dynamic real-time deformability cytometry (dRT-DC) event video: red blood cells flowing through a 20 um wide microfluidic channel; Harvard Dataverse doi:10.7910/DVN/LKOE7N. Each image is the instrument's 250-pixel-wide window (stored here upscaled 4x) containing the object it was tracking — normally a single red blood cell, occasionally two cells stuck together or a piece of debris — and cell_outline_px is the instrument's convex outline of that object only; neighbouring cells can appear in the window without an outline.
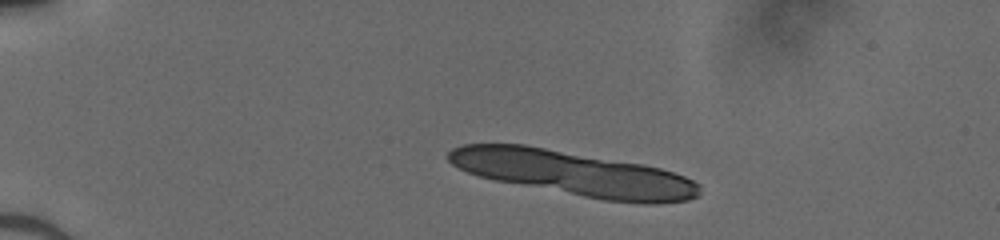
{"species": "human", "species_latin": "Homo sapiens", "temperature_condition": "cold", "stored_images_in_passage": 13, "camera_frame_rate_fps": 3000, "um_per_image_px": 0.085, "donor": {"sex": "male"}, "frame": {"image": 1, "passage_image": 2, "time_ms": 0.333, "image_size_px": [1000, 240], "cell_outline_px": [[700, 192], [696, 196], [688, 200], [656, 204], [644, 204], [604, 200], [496, 180], [480, 176], [468, 172], [452, 164], [448, 160], [448, 152], [452, 148], [464, 144], [524, 144], [644, 164], [660, 168], [684, 176], [700, 184]], "centroid_in_image_um": [48.8, 14.73], "position_along_channel_um": 36.2, "area_um2": 65.08}}
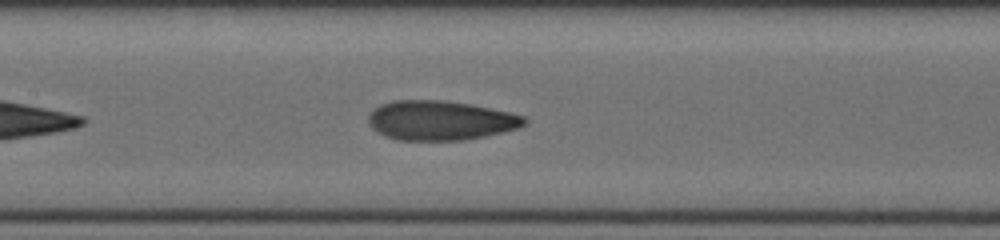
{"frame": {"image": 2, "passage_image": 9, "time_ms": 2.667, "image_size_px": [1000, 240], "cell_outline_px": [[528, 124], [504, 132], [468, 140], [396, 140], [376, 132], [368, 124], [368, 116], [372, 108], [380, 104], [392, 100], [440, 100], [468, 104], [508, 112], [524, 116], [528, 120]], "centroid_in_image_um": [37.39, 10.24], "position_along_channel_um": 170.0, "area_um2": 36.13}}
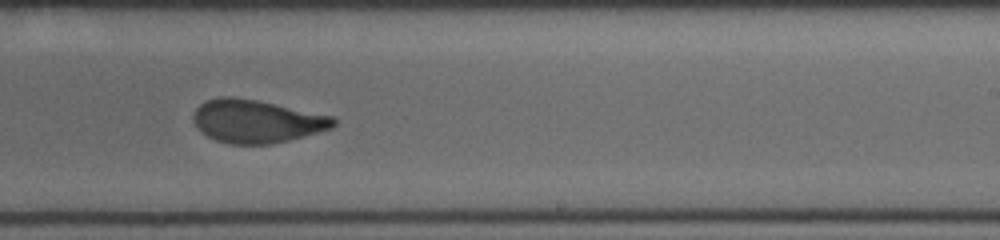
{"frame": {"image": 3, "passage_image": 12, "time_ms": 3.667, "image_size_px": [1000, 240], "cell_outline_px": [[336, 124], [332, 128], [304, 136], [272, 144], [228, 144], [216, 140], [200, 132], [196, 128], [192, 120], [192, 116], [196, 108], [200, 104], [208, 100], [220, 96], [228, 96], [256, 100], [332, 116], [336, 120]], "centroid_in_image_um": [21.76, 10.31], "position_along_channel_um": 267.2, "area_um2": 35.08}}